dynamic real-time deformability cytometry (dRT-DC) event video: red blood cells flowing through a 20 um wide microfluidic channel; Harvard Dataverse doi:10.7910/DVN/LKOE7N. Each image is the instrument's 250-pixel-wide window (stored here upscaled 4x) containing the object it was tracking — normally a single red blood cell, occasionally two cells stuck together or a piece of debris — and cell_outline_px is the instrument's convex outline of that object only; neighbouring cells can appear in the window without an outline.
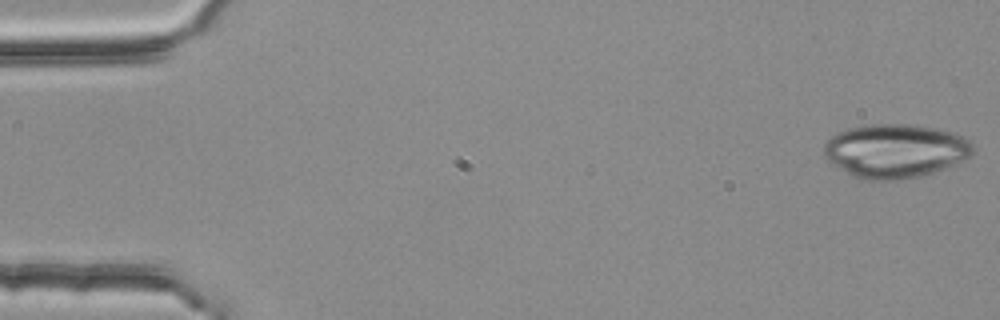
{"species": "common noctule bat (a hibernating species)", "species_latin": "Nyctalus noctula", "temperature_condition": "room temperature", "stored_images_in_passage": 5, "segment_of_instrument_passage": [1, 2], "camera_frame_rate_fps": 3000, "um_per_image_px": 0.085, "animal": {"sex": "female", "body_mass_g": 25.1}, "frame": {"image": 1, "passage_image": 1, "time_ms": 0.0, "image_size_px": [1000, 320], "cell_outline_px": [[972, 152], [968, 156], [944, 168], [924, 176], [900, 180], [864, 180], [852, 176], [828, 160], [824, 156], [824, 144], [836, 132], [848, 128], [868, 124], [904, 124], [936, 128], [952, 132], [964, 136], [972, 144]], "centroid_in_image_um": [76.06, 12.83], "position_along_channel_um": 8.9, "area_um2": 46.64}}